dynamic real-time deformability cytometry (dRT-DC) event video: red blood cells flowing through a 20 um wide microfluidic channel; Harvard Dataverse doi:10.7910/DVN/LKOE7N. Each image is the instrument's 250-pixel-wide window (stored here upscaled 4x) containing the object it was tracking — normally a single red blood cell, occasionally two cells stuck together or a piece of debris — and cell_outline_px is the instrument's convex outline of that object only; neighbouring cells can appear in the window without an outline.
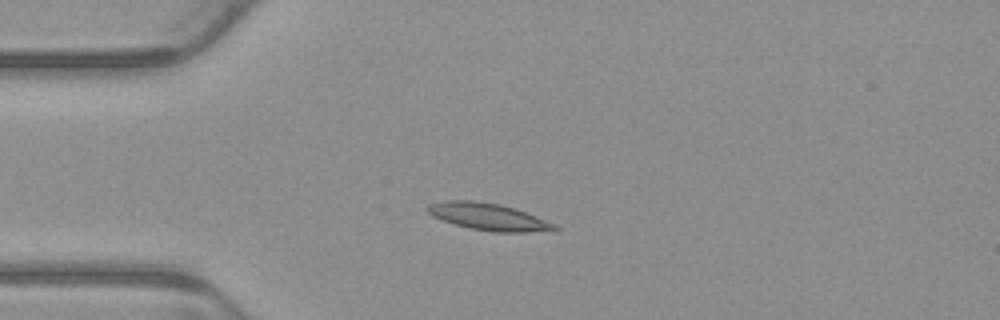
{"species": "common noctule bat (a hibernating species)", "species_latin": "Nyctalus noctula", "temperature_condition": "warm", "stored_images_in_passage": 5, "camera_frame_rate_fps": 3000, "um_per_image_px": 0.085, "animal": {"sex": "male", "body_mass_g": 23.1, "forearm_length_mm": 52.7}, "frame": {"image": 1, "passage_image": 4, "time_ms": 1.0, "image_size_px": [1000, 320], "cell_outline_px": [[560, 228], [528, 232], [496, 232], [468, 228], [432, 216], [424, 208], [428, 204], [444, 200], [472, 200], [500, 204], [536, 216], [556, 224]], "centroid_in_image_um": [41.45, 18.41], "position_along_channel_um": 43.6, "area_um2": 19.77}}
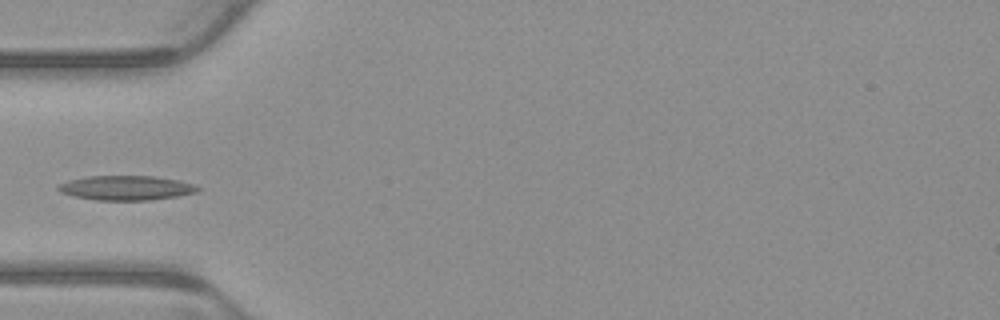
{"frame": {"image": 2, "passage_image": 5, "time_ms": 1.333, "image_size_px": [1000, 320], "cell_outline_px": [[204, 188], [196, 192], [176, 196], [148, 200], [96, 200], [72, 196], [60, 192], [56, 188], [60, 184], [68, 180], [88, 176], [156, 176], [176, 180], [192, 184]], "centroid_in_image_um": [10.7, 15.97], "position_along_channel_um": 74.3, "area_um2": 19.88}}